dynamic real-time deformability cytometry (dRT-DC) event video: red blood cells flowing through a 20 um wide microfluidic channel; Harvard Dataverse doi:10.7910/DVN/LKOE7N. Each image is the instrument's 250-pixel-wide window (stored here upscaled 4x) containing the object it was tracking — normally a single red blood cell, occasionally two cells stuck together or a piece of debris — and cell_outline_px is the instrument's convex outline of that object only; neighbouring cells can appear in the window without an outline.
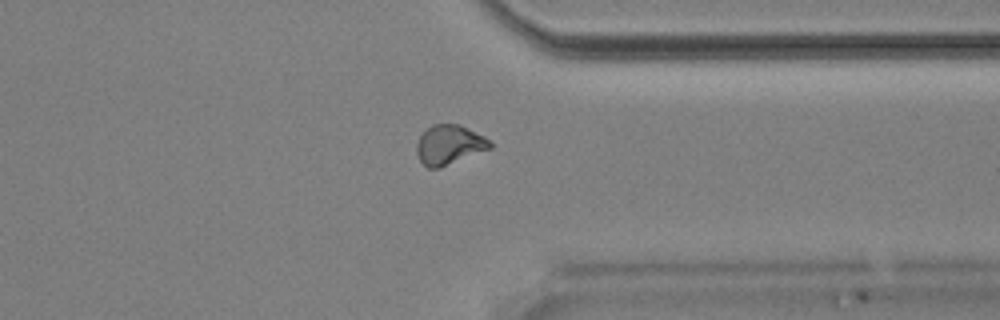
{"species": "Egyptian fruit bat (a non-hibernating species)", "species_latin": "Rousettus aegyptiacus", "temperature_condition": "room temperature", "stored_images_in_passage": 43, "camera_frame_rate_fps": 3000, "um_per_image_px": 0.085, "animal": {"sex": "male"}, "frame": {"image": 1, "passage_image": 31, "time_ms": 10.0, "image_size_px": [1000, 320], "cell_outline_px": [[492, 148], [440, 168], [428, 168], [420, 160], [416, 152], [416, 144], [420, 136], [432, 124], [460, 124], [484, 136], [492, 144]], "centroid_in_image_um": [38.19, 12.31], "position_along_channel_um": 373.2, "area_um2": 16.88}, "authors_computed_cell_mechanics": {"area_um2": 16.9932, "velocity_mm_per_s": 3.8945, "shape_relaxation_time_tau1_ms": null, "shape_relaxation_time_tau2_ms": 3.7308, "deformation_change_tau1": null, "deformation_change_tau2": 0.0944}}